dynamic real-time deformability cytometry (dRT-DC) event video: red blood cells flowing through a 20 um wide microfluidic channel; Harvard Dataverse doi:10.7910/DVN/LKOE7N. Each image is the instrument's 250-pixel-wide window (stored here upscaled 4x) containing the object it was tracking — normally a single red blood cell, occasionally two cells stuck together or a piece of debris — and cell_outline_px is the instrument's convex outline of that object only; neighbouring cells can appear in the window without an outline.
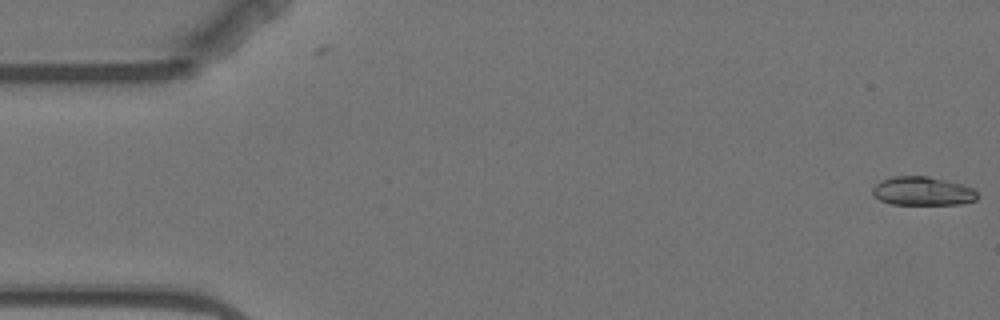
{"species": "Egyptian fruit bat (a non-hibernating species)", "species_latin": "Rousettus aegyptiacus", "temperature_condition": "warm", "stored_images_in_passage": 5, "camera_frame_rate_fps": 3000, "um_per_image_px": 0.085, "animal": {"sex": "female"}, "frame": {"image": 1, "passage_image": 1, "time_ms": 0.0, "image_size_px": [1000, 320], "cell_outline_px": [[976, 200], [960, 204], [892, 204], [880, 200], [872, 192], [872, 188], [880, 180], [892, 176], [928, 176], [960, 184], [972, 188], [976, 192]], "centroid_in_image_um": [78.38, 16.24], "position_along_channel_um": 6.6, "area_um2": 17.34}}
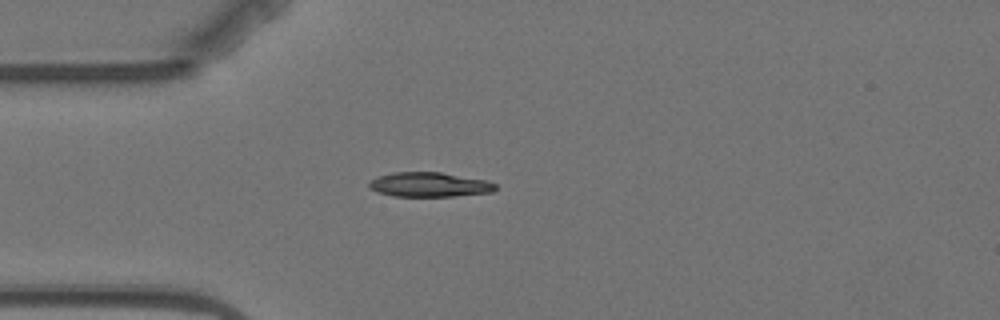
{"frame": {"image": 2, "passage_image": 4, "time_ms": 4.667, "image_size_px": [1000, 320], "cell_outline_px": [[496, 188], [492, 192], [452, 196], [392, 196], [376, 192], [368, 188], [368, 184], [376, 176], [392, 172], [440, 172], [488, 180], [496, 184]], "centroid_in_image_um": [36.46, 15.69], "position_along_channel_um": 48.5, "area_um2": 18.21}}